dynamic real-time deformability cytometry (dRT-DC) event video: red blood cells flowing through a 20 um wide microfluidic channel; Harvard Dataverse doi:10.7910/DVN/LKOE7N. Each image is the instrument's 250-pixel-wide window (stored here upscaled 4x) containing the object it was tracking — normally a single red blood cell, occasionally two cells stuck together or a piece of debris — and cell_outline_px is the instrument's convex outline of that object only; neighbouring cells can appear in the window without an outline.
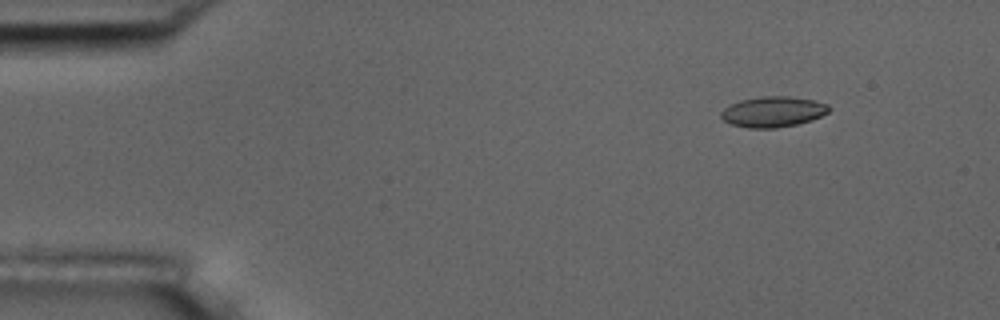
{"species": "common noctule bat (a hibernating species)", "species_latin": "Nyctalus noctula", "temperature_condition": "room temperature", "stored_images_in_passage": 6, "segment_of_instrument_passage": [2, 2], "camera_frame_rate_fps": 3000, "um_per_image_px": 0.085, "animal": {"sex": "male", "body_mass_g": 17.5, "forearm_length_mm": 52.3}, "frame": {"image": 1, "passage_image": 6, "time_ms": 6.0, "image_size_px": [1000, 320], "cell_outline_px": [[832, 108], [828, 112], [812, 120], [796, 124], [776, 128], [748, 128], [732, 124], [724, 120], [720, 116], [720, 112], [724, 108], [740, 100], [760, 96], [788, 96], [812, 100], [828, 104]], "centroid_in_image_um": [65.71, 9.5], "position_along_channel_um": 19.3, "area_um2": 19.19}}